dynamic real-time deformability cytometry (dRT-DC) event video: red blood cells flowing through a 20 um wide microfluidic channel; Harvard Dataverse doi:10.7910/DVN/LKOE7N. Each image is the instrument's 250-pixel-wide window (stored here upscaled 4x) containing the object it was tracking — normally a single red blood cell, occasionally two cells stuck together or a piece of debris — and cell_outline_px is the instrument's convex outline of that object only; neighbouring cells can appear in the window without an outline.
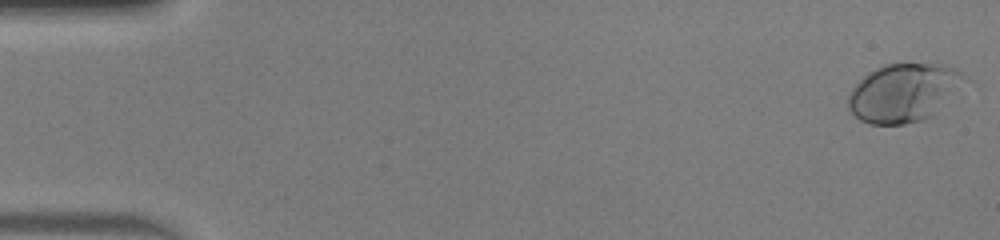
{"species": "human", "species_latin": "Homo sapiens", "temperature_condition": "warm", "stored_images_in_passage": 51, "camera_frame_rate_fps": 3000, "um_per_image_px": 0.085, "donor": {"sex": "male"}, "frame": {"image": 1, "passage_image": 1, "time_ms": 0.0, "image_size_px": [1000, 240], "cell_outline_px": [[972, 80], [932, 116], [920, 120], [904, 124], [872, 124], [860, 120], [848, 108], [848, 96], [852, 88], [868, 72], [884, 64], [944, 64], [956, 68], [964, 72]], "centroid_in_image_um": [76.91, 7.86], "position_along_channel_um": 8.1, "area_um2": 40.11}}
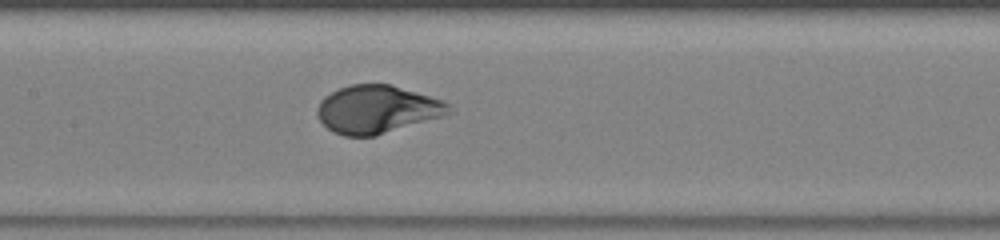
{"frame": {"image": 2, "passage_image": 25, "time_ms": 8.0, "image_size_px": [1000, 240], "cell_outline_px": [[452, 112], [440, 116], [376, 136], [344, 136], [328, 128], [320, 120], [316, 112], [316, 108], [320, 100], [324, 96], [340, 88], [352, 84], [392, 84], [444, 100], [448, 104]], "centroid_in_image_um": [32.03, 9.28], "position_along_channel_um": 175.4, "area_um2": 36.53}}
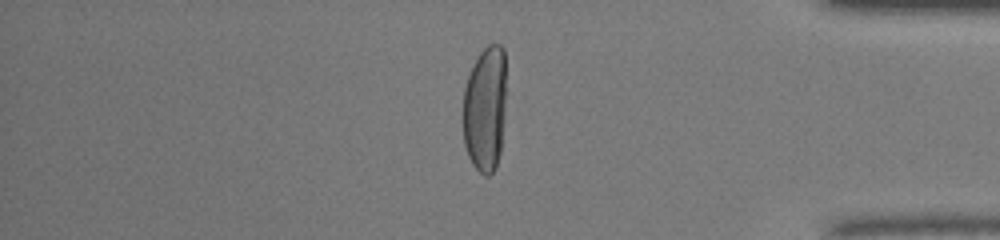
{"frame": {"image": 3, "passage_image": 43, "time_ms": 14.0, "image_size_px": [1000, 240], "cell_outline_px": [[508, 92], [500, 152], [496, 168], [488, 176], [484, 176], [472, 164], [468, 156], [464, 144], [464, 88], [468, 76], [480, 52], [488, 44], [500, 44], [504, 48]], "centroid_in_image_um": [41.29, 9.22], "position_along_channel_um": 393.9, "area_um2": 32.54}}